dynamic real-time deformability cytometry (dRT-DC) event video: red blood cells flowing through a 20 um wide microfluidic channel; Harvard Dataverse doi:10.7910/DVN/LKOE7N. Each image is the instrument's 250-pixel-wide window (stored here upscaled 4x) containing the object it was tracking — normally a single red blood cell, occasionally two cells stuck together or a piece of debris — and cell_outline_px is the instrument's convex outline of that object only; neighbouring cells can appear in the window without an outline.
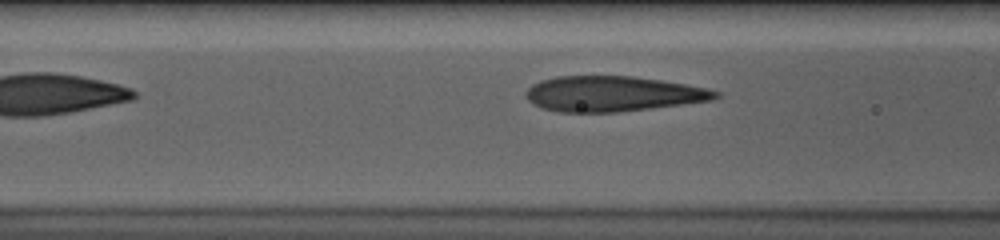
{"species": "human", "species_latin": "Homo sapiens", "temperature_condition": "cold", "stored_images_in_passage": 36, "camera_frame_rate_fps": 3000, "um_per_image_px": 0.085, "donor": {"sex": "male"}, "frame": {"image": 1, "passage_image": 5, "time_ms": 1.333, "image_size_px": [1000, 240], "cell_outline_px": [[720, 96], [712, 100], [684, 104], [652, 108], [616, 112], [560, 112], [544, 108], [532, 104], [524, 96], [524, 92], [532, 84], [540, 80], [556, 76], [632, 76], [660, 80], [708, 88], [720, 92]], "centroid_in_image_um": [52.06, 7.97], "position_along_channel_um": 114.5, "area_um2": 39.13}}
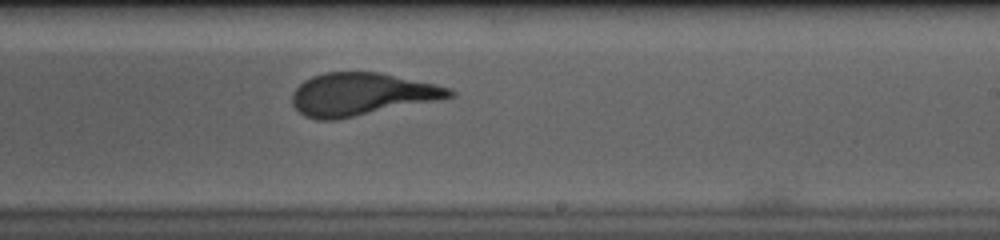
{"frame": {"image": 2, "passage_image": 17, "time_ms": 5.333, "image_size_px": [1000, 240], "cell_outline_px": [[456, 96], [336, 120], [316, 120], [304, 116], [292, 104], [292, 92], [304, 80], [312, 76], [324, 72], [380, 72], [452, 88], [456, 92]], "centroid_in_image_um": [30.7, 8.01], "position_along_channel_um": 258.3, "area_um2": 39.02}}
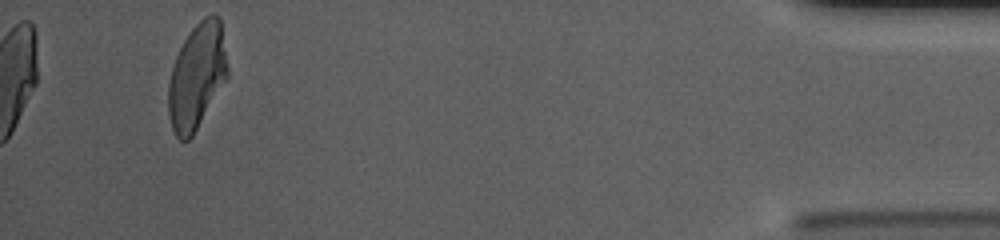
{"frame": {"image": 3, "passage_image": 36, "time_ms": 11.667, "image_size_px": [1000, 240], "cell_outline_px": [[228, 76], [192, 136], [188, 140], [180, 140], [176, 136], [172, 128], [168, 112], [168, 84], [172, 68], [176, 56], [184, 40], [192, 28], [204, 16], [212, 12], [220, 16], [228, 68]], "centroid_in_image_um": [16.73, 6.44], "position_along_channel_um": 418.5, "area_um2": 36.24}, "authors_computed_cell_mechanics": {"area_um2": 39.4485, "velocity_mm_per_s": 3.6004, "shape_relaxation_time_tau1_ms": 5.7263, "shape_relaxation_time_tau2_ms": 0.9636, "deformation_change_tau1": 0.2144, "deformation_change_tau2": 0.0799}}